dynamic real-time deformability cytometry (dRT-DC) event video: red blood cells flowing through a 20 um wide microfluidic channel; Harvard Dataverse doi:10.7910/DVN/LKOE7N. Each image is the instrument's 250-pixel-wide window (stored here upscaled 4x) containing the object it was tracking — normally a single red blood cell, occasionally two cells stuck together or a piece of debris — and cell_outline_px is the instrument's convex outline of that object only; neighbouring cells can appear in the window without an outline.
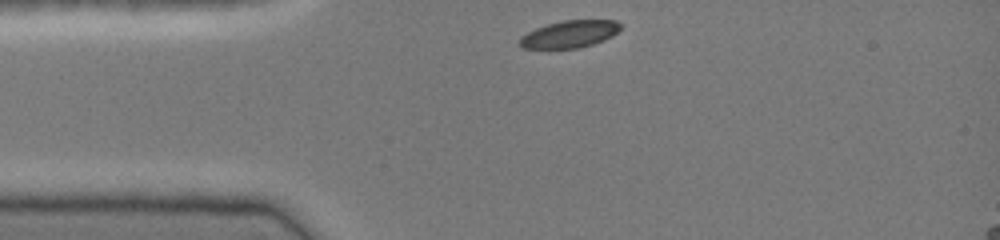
{"species": "common noctule bat (a hibernating species)", "species_latin": "Nyctalus noctula", "temperature_condition": "cold", "stored_images_in_passage": 30, "camera_frame_rate_fps": 3000, "um_per_image_px": 0.085, "animal": {"sex": "female", "body_mass_g": 19.0, "forearm_length_mm": 51.5}, "frame": {"image": 1, "passage_image": 1, "time_ms": 0.0, "image_size_px": [1000, 240], "cell_outline_px": [[624, 24], [612, 36], [604, 40], [592, 44], [576, 48], [524, 48], [516, 44], [520, 36], [536, 28], [560, 20], [616, 20]], "centroid_in_image_um": [48.4, 2.89], "position_along_channel_um": 36.6, "area_um2": 16.07}}
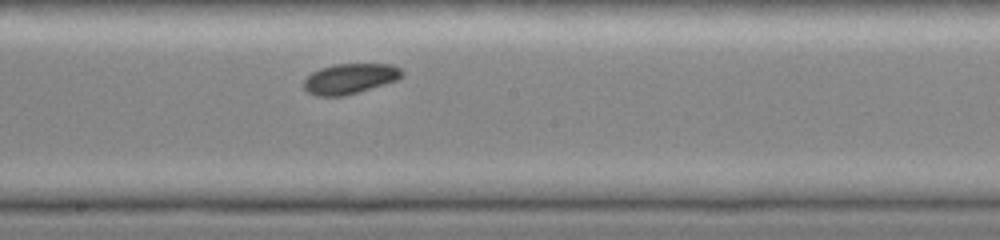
{"frame": {"image": 2, "passage_image": 16, "time_ms": 5.0, "image_size_px": [1000, 240], "cell_outline_px": [[404, 76], [396, 80], [384, 84], [344, 96], [316, 96], [308, 92], [304, 88], [304, 80], [312, 72], [320, 68], [332, 64], [392, 64], [400, 68], [404, 72]], "centroid_in_image_um": [29.75, 6.68], "position_along_channel_um": 218.5, "area_um2": 17.34}}
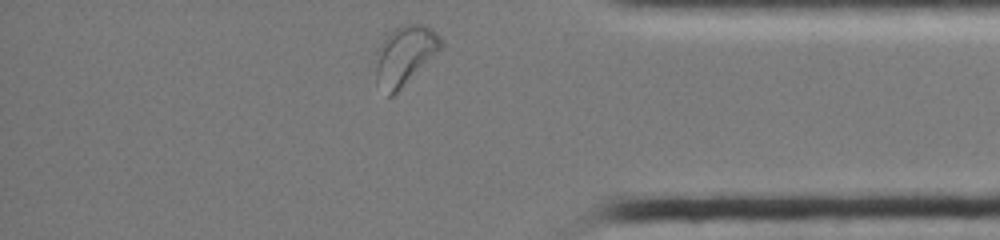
{"frame": {"image": 3, "passage_image": 30, "time_ms": 9.667, "image_size_px": [1000, 240], "cell_outline_px": [[444, 44], [392, 96], [388, 96], [376, 80], [376, 48], [400, 24], [424, 24], [436, 32], [444, 40]], "centroid_in_image_um": [34.4, 4.66], "position_along_channel_um": 400.8, "area_um2": 21.79}, "authors_computed_cell_mechanics": {"area_um2": 17.3111, "velocity_mm_per_s": 4.093, "shape_relaxation_time_tau1_ms": 2.1948, "shape_relaxation_time_tau2_ms": 7.8555, "deformation_change_tau1": 0.0788, "deformation_change_tau2": 0.1194}}